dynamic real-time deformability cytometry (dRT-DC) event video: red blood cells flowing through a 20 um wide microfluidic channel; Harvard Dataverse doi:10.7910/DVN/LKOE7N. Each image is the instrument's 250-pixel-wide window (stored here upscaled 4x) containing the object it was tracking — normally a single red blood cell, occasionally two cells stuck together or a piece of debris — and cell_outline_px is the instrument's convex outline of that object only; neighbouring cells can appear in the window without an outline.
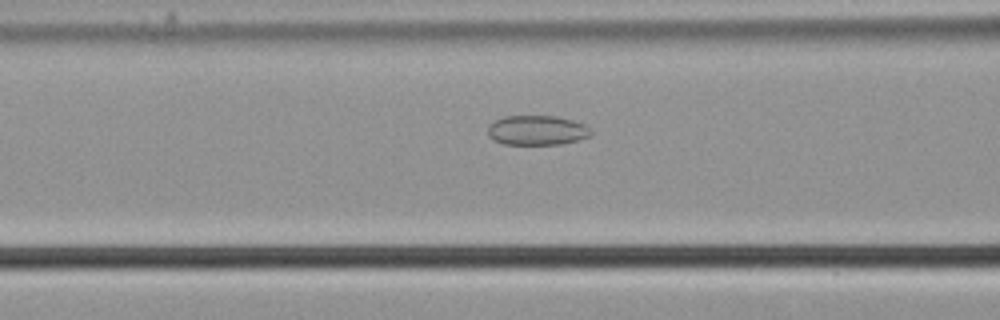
{"species": "common noctule bat (a hibernating species)", "species_latin": "Nyctalus noctula", "temperature_condition": "cold", "stored_images_in_passage": 38, "camera_frame_rate_fps": 3000, "um_per_image_px": 0.085, "animal": {"sex": "male", "body_mass_g": 21.5, "forearm_length_mm": 52.0}, "frame": {"image": 1, "passage_image": 7, "time_ms": 2.0, "image_size_px": [1000, 320], "cell_outline_px": [[592, 132], [588, 136], [576, 140], [560, 144], [504, 144], [492, 140], [488, 136], [488, 124], [504, 116], [556, 116], [588, 124], [592, 128]], "centroid_in_image_um": [45.64, 11.06], "position_along_channel_um": 121.0, "area_um2": 17.98}}
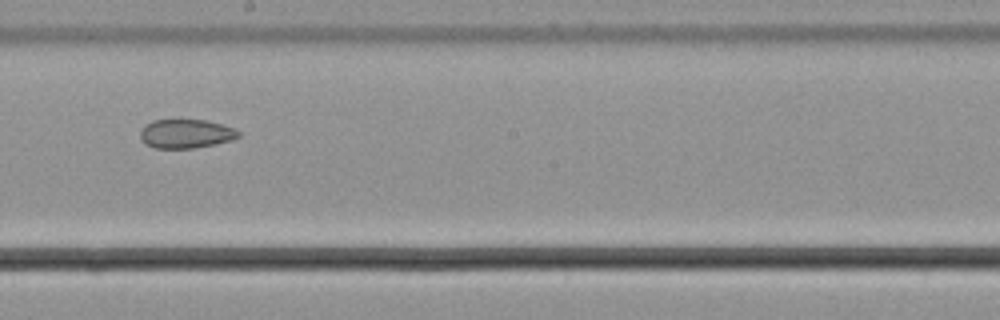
{"frame": {"image": 2, "passage_image": 16, "time_ms": 5.0, "image_size_px": [1000, 320], "cell_outline_px": [[240, 136], [232, 140], [216, 144], [192, 148], [152, 148], [144, 144], [140, 140], [140, 128], [144, 124], [152, 120], [208, 120], [236, 128], [240, 132]], "centroid_in_image_um": [15.78, 11.36], "position_along_channel_um": 232.4, "area_um2": 16.94}}
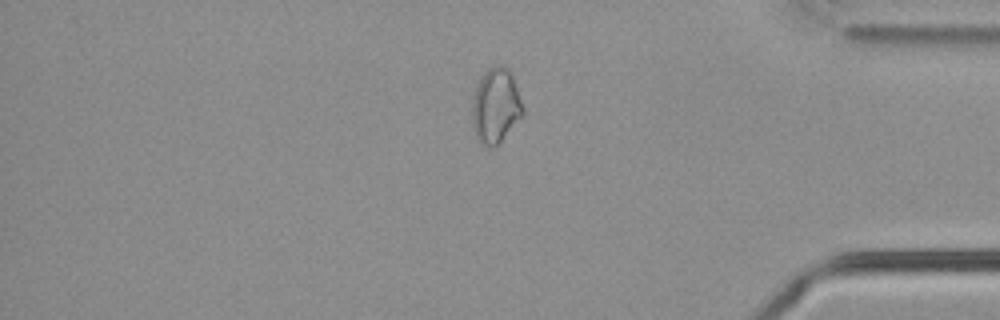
{"frame": {"image": 3, "passage_image": 31, "time_ms": 10.0, "image_size_px": [1000, 320], "cell_outline_px": [[524, 116], [492, 148], [488, 148], [480, 144], [476, 136], [472, 120], [472, 96], [480, 76], [488, 68], [496, 64], [500, 64], [508, 68], [512, 72], [524, 108]], "centroid_in_image_um": [42.14, 8.95], "position_along_channel_um": 393.1, "area_um2": 22.54}}